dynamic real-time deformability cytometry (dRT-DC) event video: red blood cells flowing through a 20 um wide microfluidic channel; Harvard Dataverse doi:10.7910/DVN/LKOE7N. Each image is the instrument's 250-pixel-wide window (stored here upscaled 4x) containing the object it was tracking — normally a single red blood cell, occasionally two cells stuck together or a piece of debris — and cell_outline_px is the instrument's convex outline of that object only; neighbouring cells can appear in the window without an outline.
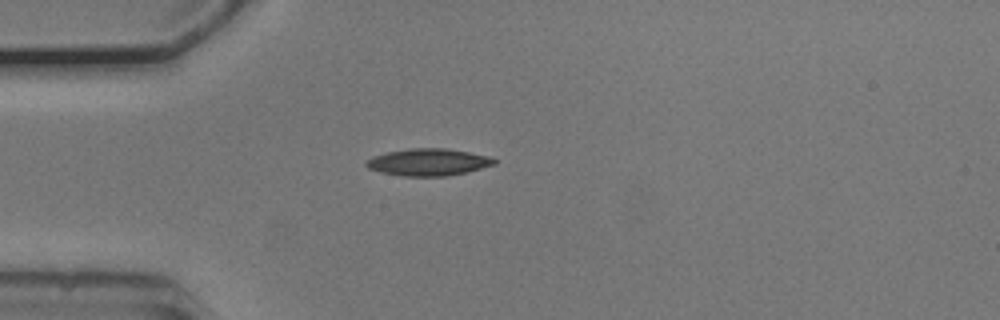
{"species": "common noctule bat (a hibernating species)", "species_latin": "Nyctalus noctula", "temperature_condition": "cold", "stored_images_in_passage": 40, "camera_frame_rate_fps": 3000, "um_per_image_px": 0.085, "animal": {"sex": "male", "body_mass_g": 20.5, "forearm_length_mm": 52.5}, "frame": {"image": 1, "passage_image": 1, "time_ms": 0.0, "image_size_px": [1000, 320], "cell_outline_px": [[496, 164], [468, 172], [448, 176], [404, 176], [380, 172], [368, 168], [364, 164], [372, 156], [388, 152], [412, 148], [444, 148], [468, 152], [488, 156], [496, 160]], "centroid_in_image_um": [36.41, 13.79], "position_along_channel_um": 48.6, "area_um2": 20.11}}
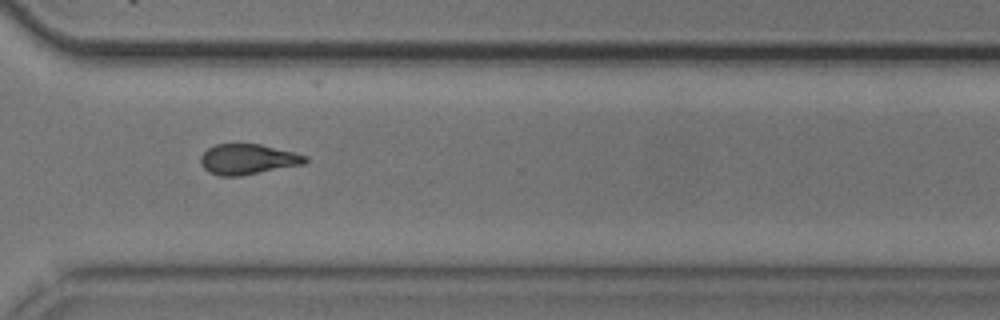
{"frame": {"image": 2, "passage_image": 26, "time_ms": 8.333, "image_size_px": [1000, 320], "cell_outline_px": [[308, 160], [304, 164], [240, 176], [220, 176], [208, 172], [200, 164], [200, 156], [208, 148], [216, 144], [260, 144], [296, 152], [308, 156]], "centroid_in_image_um": [21.07, 13.53], "position_along_channel_um": 349.5, "area_um2": 18.67}}
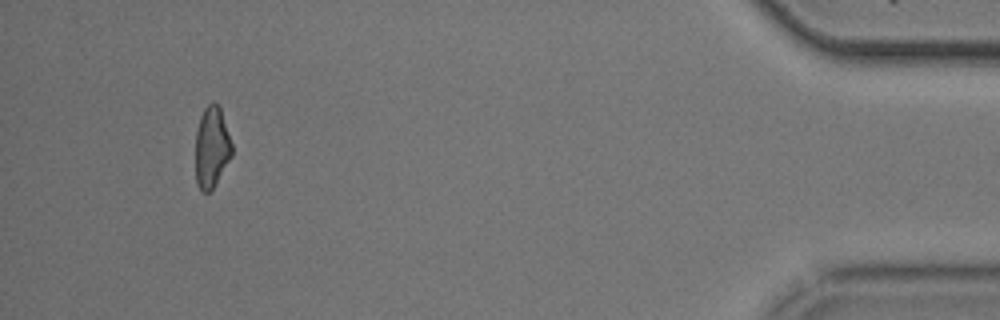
{"frame": {"image": 3, "passage_image": 37, "time_ms": 12.0, "image_size_px": [1000, 320], "cell_outline_px": [[232, 156], [212, 188], [208, 192], [200, 192], [196, 184], [196, 132], [200, 116], [204, 108], [212, 100], [220, 108], [232, 144]], "centroid_in_image_um": [17.98, 12.52], "position_along_channel_um": 417.2, "area_um2": 17.11}, "authors_computed_cell_mechanics": {"area_um2": 18.7561, "velocity_mm_per_s": 3.7597, "shape_relaxation_time_tau1_ms": 10.3388, "shape_relaxation_time_tau2_ms": 5.5893, "deformation_change_tau1": 0.2158, "deformation_change_tau2": 0.1422}}